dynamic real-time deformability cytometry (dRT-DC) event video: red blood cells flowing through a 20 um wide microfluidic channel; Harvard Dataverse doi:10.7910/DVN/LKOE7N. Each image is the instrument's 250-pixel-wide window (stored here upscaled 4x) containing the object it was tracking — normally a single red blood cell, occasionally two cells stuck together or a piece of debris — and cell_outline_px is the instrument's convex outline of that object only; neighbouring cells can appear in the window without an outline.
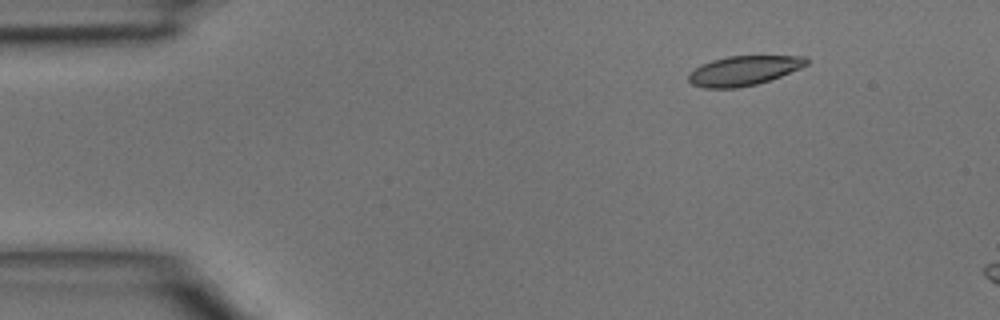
{"species": "common noctule bat (a hibernating species)", "species_latin": "Nyctalus noctula", "temperature_condition": "room temperature", "stored_images_in_passage": 4, "camera_frame_rate_fps": 3000, "um_per_image_px": 0.085, "animal": {"sex": "male", "body_mass_g": 15.6}, "frame": {"image": 1, "passage_image": 2, "time_ms": 0.333, "image_size_px": [1000, 320], "cell_outline_px": [[808, 64], [800, 68], [780, 76], [756, 84], [736, 88], [704, 88], [692, 84], [688, 80], [688, 76], [696, 68], [712, 60], [728, 56], [804, 56], [808, 60]], "centroid_in_image_um": [63.22, 6.0], "position_along_channel_um": 21.8, "area_um2": 20.0}}